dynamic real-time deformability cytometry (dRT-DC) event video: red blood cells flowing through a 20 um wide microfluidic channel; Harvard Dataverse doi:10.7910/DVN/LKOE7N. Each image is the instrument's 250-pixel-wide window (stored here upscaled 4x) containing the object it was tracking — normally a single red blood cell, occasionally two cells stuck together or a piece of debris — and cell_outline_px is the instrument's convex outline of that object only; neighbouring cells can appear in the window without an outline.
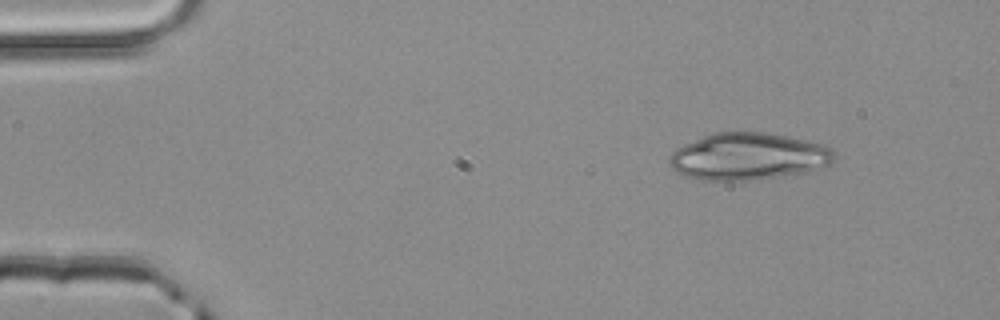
{"species": "common noctule bat (a hibernating species)", "species_latin": "Nyctalus noctula", "temperature_condition": "room temperature", "stored_images_in_passage": 4, "camera_frame_rate_fps": 3000, "um_per_image_px": 0.085, "animal": {"sex": "male", "body_mass_g": 20.4}, "frame": {"image": 1, "passage_image": 1, "time_ms": 0.0, "image_size_px": [1000, 320], "cell_outline_px": [[836, 156], [828, 164], [804, 172], [780, 176], [748, 180], [700, 180], [684, 176], [676, 172], [668, 164], [668, 156], [676, 148], [684, 144], [704, 136], [716, 132], [764, 132], [824, 144], [832, 148], [836, 152]], "centroid_in_image_um": [63.55, 13.3], "position_along_channel_um": 21.5, "area_um2": 45.03}}